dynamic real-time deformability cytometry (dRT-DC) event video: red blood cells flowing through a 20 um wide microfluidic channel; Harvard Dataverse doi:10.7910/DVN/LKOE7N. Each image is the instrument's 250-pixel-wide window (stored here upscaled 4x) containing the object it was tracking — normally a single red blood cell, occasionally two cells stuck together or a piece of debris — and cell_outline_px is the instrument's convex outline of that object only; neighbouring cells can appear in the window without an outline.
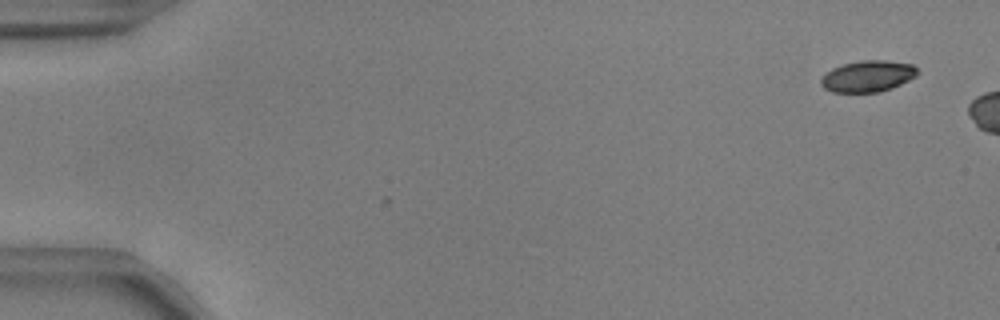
{"species": "common noctule bat (a hibernating species)", "species_latin": "Nyctalus noctula", "temperature_condition": "warm", "stored_images_in_passage": 7, "camera_frame_rate_fps": 3000, "um_per_image_px": 0.085, "animal": {"sex": "male", "body_mass_g": 17.9, "forearm_length_mm": 54.2}, "frame": {"image": 1, "passage_image": 2, "time_ms": 0.333, "image_size_px": [1000, 320], "cell_outline_px": [[920, 72], [916, 76], [892, 88], [876, 92], [832, 92], [824, 88], [820, 84], [820, 80], [832, 68], [844, 64], [864, 60], [884, 60], [912, 64]], "centroid_in_image_um": [73.77, 6.48], "position_along_channel_um": 11.2, "area_um2": 17.46}}